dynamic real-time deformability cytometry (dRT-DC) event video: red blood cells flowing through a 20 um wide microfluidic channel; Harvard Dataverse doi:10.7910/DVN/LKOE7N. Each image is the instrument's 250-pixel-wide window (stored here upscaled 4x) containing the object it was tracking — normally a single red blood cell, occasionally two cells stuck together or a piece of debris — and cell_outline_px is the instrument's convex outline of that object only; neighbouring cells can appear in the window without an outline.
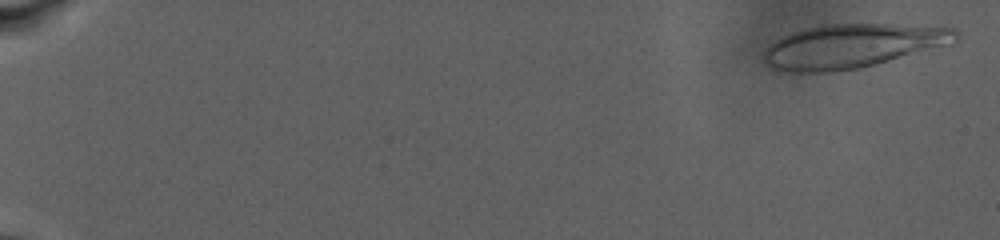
{"species": "human", "species_latin": "Homo sapiens", "temperature_condition": "warm", "stored_images_in_passage": 107, "camera_frame_rate_fps": 3000, "um_per_image_px": 0.085, "donor": {"sex": "male"}, "frame": {"image": 1, "passage_image": 1, "time_ms": 0.0, "image_size_px": [1000, 240], "cell_outline_px": [[960, 36], [956, 44], [876, 64], [856, 68], [832, 72], [792, 72], [772, 68], [764, 64], [764, 52], [780, 36], [792, 32], [808, 28], [828, 24], [892, 24], [956, 28], [960, 32]], "centroid_in_image_um": [72.55, 3.91], "position_along_channel_um": 12.5, "area_um2": 49.53}}
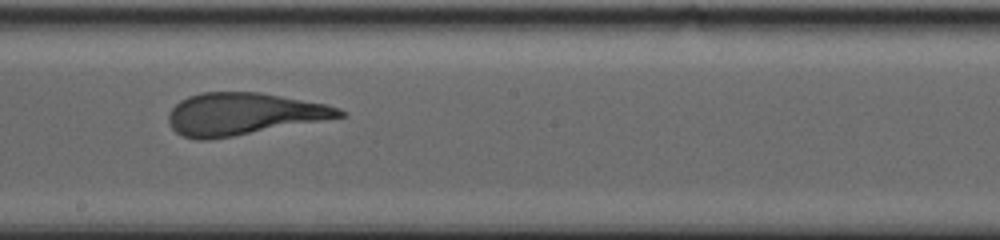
{"frame": {"image": 2, "passage_image": 52, "time_ms": 16.333, "image_size_px": [1000, 240], "cell_outline_px": [[348, 116], [232, 136], [208, 140], [196, 140], [184, 136], [176, 132], [172, 128], [168, 120], [168, 112], [180, 100], [188, 96], [200, 92], [260, 92], [328, 104], [340, 108], [348, 112]], "centroid_in_image_um": [20.71, 9.68], "position_along_channel_um": 227.5, "area_um2": 42.14}}
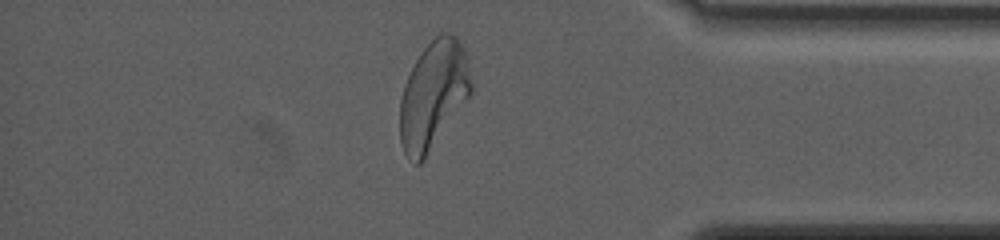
{"frame": {"image": 3, "passage_image": 90, "time_ms": 23.667, "image_size_px": [1000, 240], "cell_outline_px": [[472, 92], [424, 160], [420, 164], [412, 164], [408, 160], [400, 144], [400, 100], [404, 84], [420, 52], [440, 32], [448, 32], [456, 36], [460, 40], [464, 48], [468, 64], [472, 84]], "centroid_in_image_um": [36.82, 8.09], "position_along_channel_um": 398.4, "area_um2": 44.8}}